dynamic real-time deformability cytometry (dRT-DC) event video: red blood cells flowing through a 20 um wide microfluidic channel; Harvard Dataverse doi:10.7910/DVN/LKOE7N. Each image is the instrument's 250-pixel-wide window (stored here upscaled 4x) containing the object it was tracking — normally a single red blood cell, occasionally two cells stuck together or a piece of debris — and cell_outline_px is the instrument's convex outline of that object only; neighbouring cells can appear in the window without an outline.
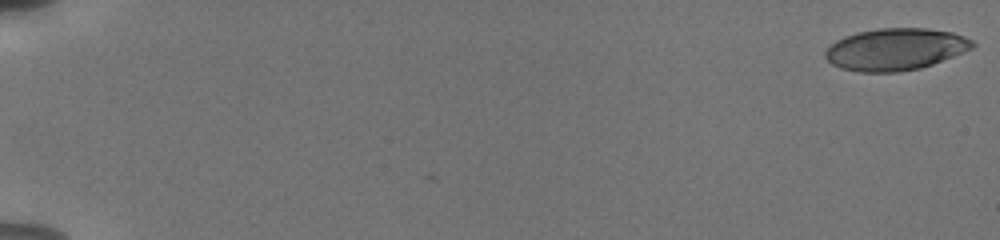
{"species": "human", "species_latin": "Homo sapiens", "temperature_condition": "cold", "stored_images_in_passage": 56, "camera_frame_rate_fps": 3000, "um_per_image_px": 0.085, "donor": {"sex": "male"}, "frame": {"image": 1, "passage_image": 1, "time_ms": 0.0, "image_size_px": [1000, 240], "cell_outline_px": [[976, 44], [972, 48], [964, 52], [932, 64], [920, 68], [900, 72], [860, 72], [840, 68], [832, 64], [824, 56], [824, 52], [836, 40], [844, 36], [860, 32], [880, 28], [928, 28], [952, 32], [964, 36], [972, 40]], "centroid_in_image_um": [76.12, 4.19], "position_along_channel_um": 8.9, "area_um2": 35.95}}
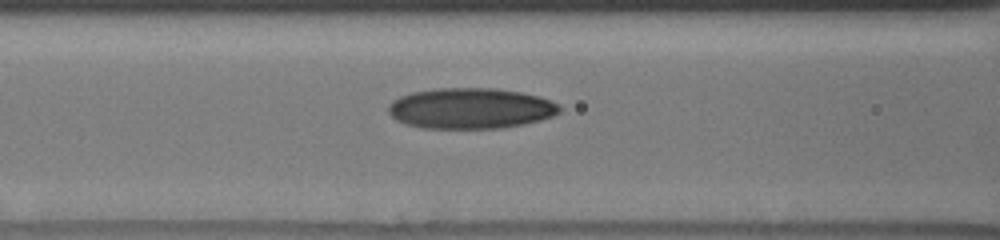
{"frame": {"image": 2, "passage_image": 26, "time_ms": 8.333, "image_size_px": [1000, 240], "cell_outline_px": [[560, 112], [552, 116], [540, 120], [524, 124], [500, 128], [420, 128], [396, 120], [388, 112], [388, 104], [392, 100], [400, 96], [412, 92], [440, 88], [496, 88], [520, 92], [540, 96], [560, 104]], "centroid_in_image_um": [40.0, 9.21], "position_along_channel_um": 126.6, "area_um2": 40.75}}
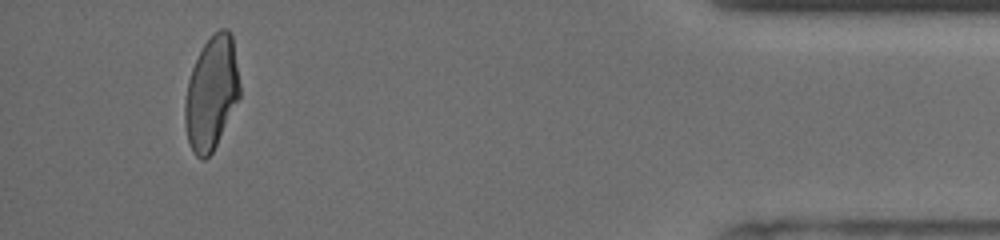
{"frame": {"image": 3, "passage_image": 53, "time_ms": 17.333, "image_size_px": [1000, 240], "cell_outline_px": [[240, 96], [212, 152], [204, 160], [200, 160], [192, 152], [188, 140], [184, 124], [184, 104], [188, 80], [192, 68], [204, 44], [220, 28], [228, 28], [232, 36], [240, 84]], "centroid_in_image_um": [17.96, 7.93], "position_along_channel_um": 417.2, "area_um2": 35.95}, "authors_computed_cell_mechanics": {"area_um2": 37.6567, "velocity_mm_per_s": 3.813, "shape_relaxation_time_tau1_ms": 6.5364, "shape_relaxation_time_tau2_ms": 2.2877, "deformation_change_tau1": 0.1925, "deformation_change_tau2": 0.0854}}